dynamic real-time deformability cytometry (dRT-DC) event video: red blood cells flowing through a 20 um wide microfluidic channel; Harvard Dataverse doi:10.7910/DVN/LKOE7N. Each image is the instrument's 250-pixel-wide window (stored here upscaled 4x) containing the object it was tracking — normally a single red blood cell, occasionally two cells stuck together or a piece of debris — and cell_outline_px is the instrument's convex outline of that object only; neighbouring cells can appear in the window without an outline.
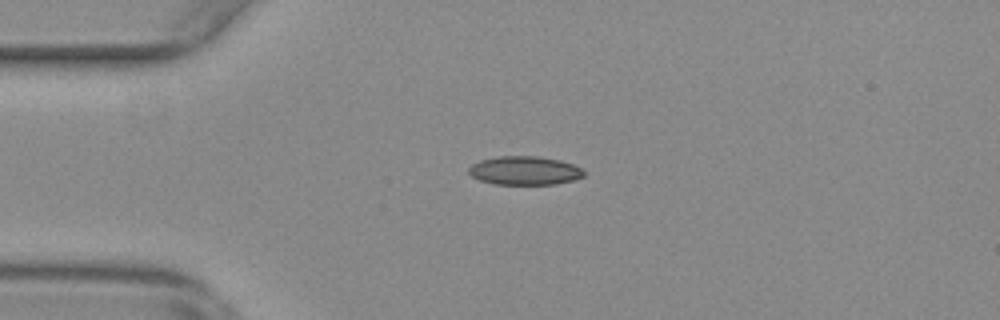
{"species": "common noctule bat (a hibernating species)", "species_latin": "Nyctalus noctula", "temperature_condition": "warm", "stored_images_in_passage": 45, "camera_frame_rate_fps": 3000, "um_per_image_px": 0.085, "animal": {"sex": "female", "body_mass_g": 29.2, "forearm_length_mm": 56.3}, "frame": {"image": 1, "passage_image": 3, "time_ms": 0.667, "image_size_px": [1000, 320], "cell_outline_px": [[584, 176], [572, 180], [556, 184], [496, 184], [480, 180], [472, 176], [468, 172], [468, 168], [472, 164], [480, 160], [500, 156], [540, 156], [560, 160], [572, 164], [580, 168], [584, 172]], "centroid_in_image_um": [44.58, 14.49], "position_along_channel_um": 40.4, "area_um2": 19.13}}
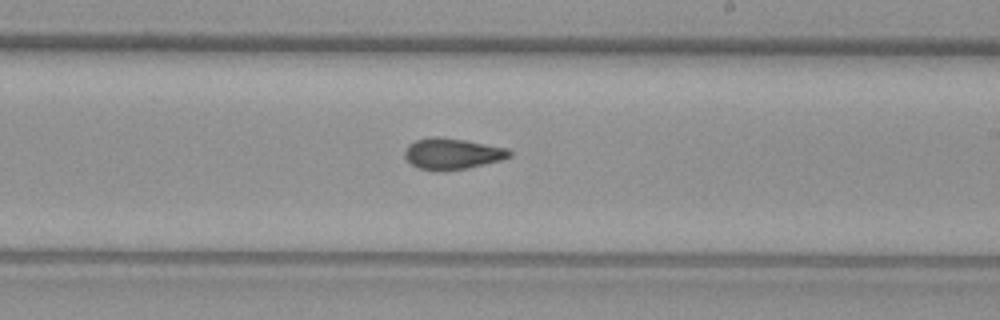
{"frame": {"image": 2, "passage_image": 22, "time_ms": 7.0, "image_size_px": [1000, 320], "cell_outline_px": [[512, 156], [500, 160], [468, 168], [444, 172], [436, 172], [416, 168], [404, 156], [404, 152], [408, 144], [416, 140], [428, 136], [436, 136], [464, 140], [508, 148], [512, 152]], "centroid_in_image_um": [38.41, 13.08], "position_along_channel_um": 250.6, "area_um2": 19.31}}
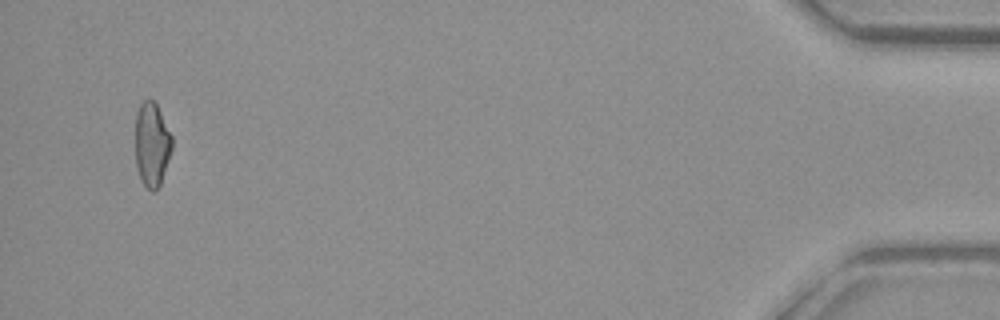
{"frame": {"image": 3, "passage_image": 43, "time_ms": 14.0, "image_size_px": [1000, 320], "cell_outline_px": [[172, 148], [160, 184], [152, 192], [140, 180], [136, 164], [136, 112], [140, 104], [148, 96], [156, 104], [172, 136]], "centroid_in_image_um": [12.9, 12.25], "position_along_channel_um": 422.3, "area_um2": 17.8}, "authors_computed_cell_mechanics": {"area_um2": 18.6694, "velocity_mm_per_s": 3.7144, "shape_relaxation_time_tau1_ms": null, "shape_relaxation_time_tau2_ms": 2.6918, "deformation_change_tau1": null, "deformation_change_tau2": 0.0844}}